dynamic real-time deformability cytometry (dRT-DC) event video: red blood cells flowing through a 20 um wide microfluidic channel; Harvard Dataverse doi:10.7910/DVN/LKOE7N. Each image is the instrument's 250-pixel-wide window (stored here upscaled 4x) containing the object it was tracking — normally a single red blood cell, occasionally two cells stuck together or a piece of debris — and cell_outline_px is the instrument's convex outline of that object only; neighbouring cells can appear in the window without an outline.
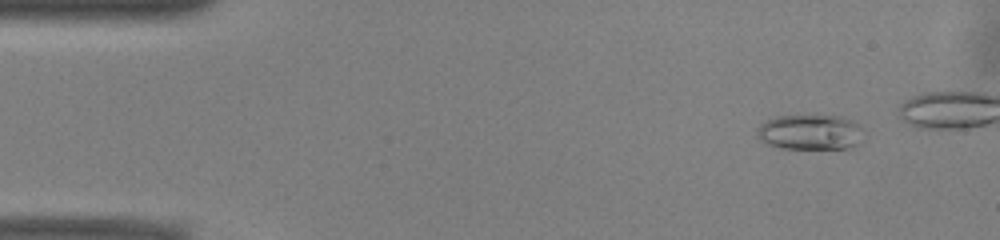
{"species": "common noctule bat (a hibernating species)", "species_latin": "Nyctalus noctula", "temperature_condition": "warm", "stored_images_in_passage": 41, "camera_frame_rate_fps": 3000, "um_per_image_px": 0.085, "animal": {"sex": "male", "body_mass_g": 13.0, "forearm_length_mm": 53.1}, "frame": {"image": 1, "passage_image": 5, "time_ms": 1.333, "image_size_px": [1000, 240], "cell_outline_px": [[864, 128], [856, 144], [852, 148], [780, 148], [768, 144], [760, 140], [756, 132], [756, 128], [760, 124], [776, 116], [840, 116], [856, 120]], "centroid_in_image_um": [68.87, 11.22], "position_along_channel_um": 16.1, "area_um2": 21.91}}
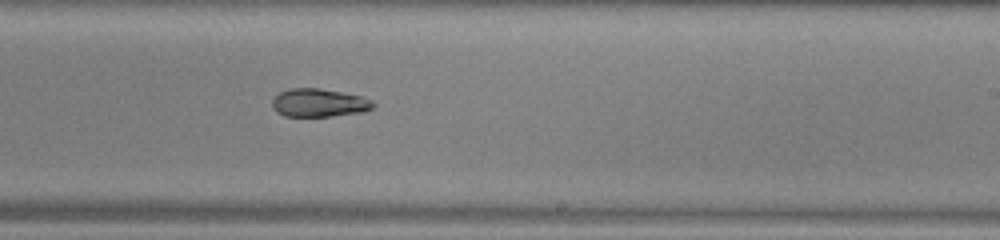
{"frame": {"image": 2, "passage_image": 31, "time_ms": 10.0, "image_size_px": [1000, 240], "cell_outline_px": [[376, 104], [372, 108], [364, 112], [332, 116], [284, 116], [276, 112], [272, 108], [272, 100], [280, 92], [288, 88], [320, 88], [360, 96], [372, 100]], "centroid_in_image_um": [27.1, 8.74], "position_along_channel_um": 261.9, "area_um2": 16.65}}
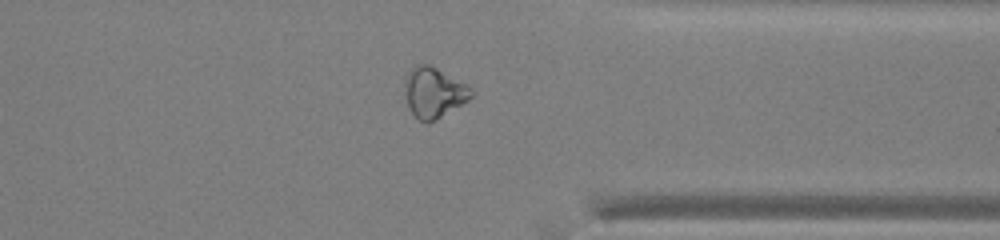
{"frame": {"image": 3, "passage_image": 40, "time_ms": 13.0, "image_size_px": [1000, 240], "cell_outline_px": [[472, 96], [468, 100], [436, 120], [428, 124], [420, 120], [412, 112], [408, 104], [404, 84], [404, 80], [408, 72], [416, 64], [428, 64], [468, 84], [472, 92]], "centroid_in_image_um": [36.87, 7.86], "position_along_channel_um": 374.5, "area_um2": 19.31}, "authors_computed_cell_mechanics": {"area_um2": 18.0336, "velocity_mm_per_s": 3.9484, "shape_relaxation_time_tau1_ms": 9.3926, "shape_relaxation_time_tau2_ms": 9.8995, "deformation_change_tau1": 0.1794, "deformation_change_tau2": 0.1836}}